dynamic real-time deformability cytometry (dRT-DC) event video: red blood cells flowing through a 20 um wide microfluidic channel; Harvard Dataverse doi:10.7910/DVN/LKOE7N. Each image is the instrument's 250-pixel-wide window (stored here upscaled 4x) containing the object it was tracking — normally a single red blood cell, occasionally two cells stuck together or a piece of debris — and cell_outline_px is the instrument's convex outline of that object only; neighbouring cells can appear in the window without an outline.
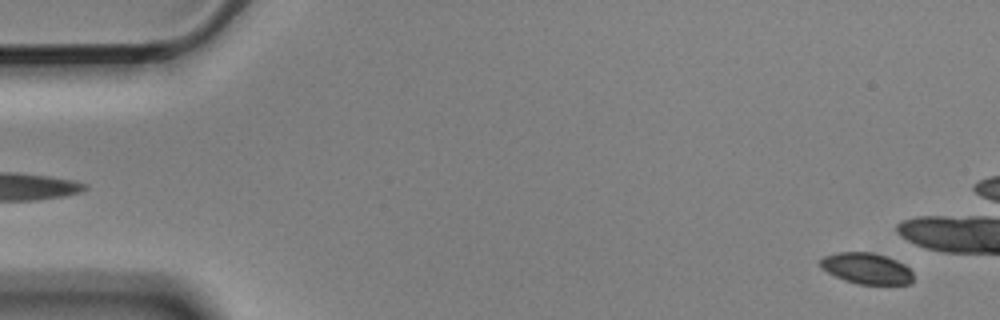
{"species": "Egyptian fruit bat (a non-hibernating species)", "species_latin": "Rousettus aegyptiacus", "temperature_condition": "cold", "stored_images_in_passage": 6, "segment_of_instrument_passage": [2, 2], "camera_frame_rate_fps": 3000, "um_per_image_px": 0.085, "animal": {"sex": "male"}, "frame": {"image": 1, "passage_image": 6, "time_ms": 1.667, "image_size_px": [1000, 320], "cell_outline_px": [[912, 284], [856, 284], [844, 280], [828, 272], [820, 264], [820, 260], [824, 256], [836, 252], [872, 252], [888, 256], [904, 264], [912, 272]], "centroid_in_image_um": [73.68, 22.81], "position_along_channel_um": 11.3, "area_um2": 16.82}}